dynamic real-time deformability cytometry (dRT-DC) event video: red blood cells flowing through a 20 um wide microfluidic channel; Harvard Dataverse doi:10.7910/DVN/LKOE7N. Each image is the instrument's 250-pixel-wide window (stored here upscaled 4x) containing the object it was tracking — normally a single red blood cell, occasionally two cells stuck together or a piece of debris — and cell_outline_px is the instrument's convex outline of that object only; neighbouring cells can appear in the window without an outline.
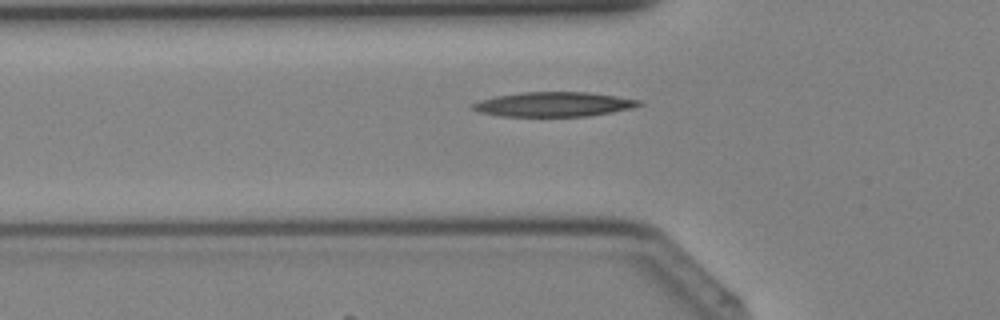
{"species": "Egyptian fruit bat (a non-hibernating species)", "species_latin": "Rousettus aegyptiacus", "temperature_condition": "cold", "stored_images_in_passage": 28, "camera_frame_rate_fps": 3000, "um_per_image_px": 0.085, "animal": {"sex": "female"}, "frame": {"image": 1, "passage_image": 5, "time_ms": 1.333, "image_size_px": [1000, 320], "cell_outline_px": [[644, 104], [632, 108], [612, 112], [588, 116], [500, 116], [480, 112], [472, 108], [472, 104], [480, 100], [496, 96], [520, 92], [588, 92], [644, 100]], "centroid_in_image_um": [47.12, 8.86], "position_along_channel_um": 78.7, "area_um2": 23.87}}
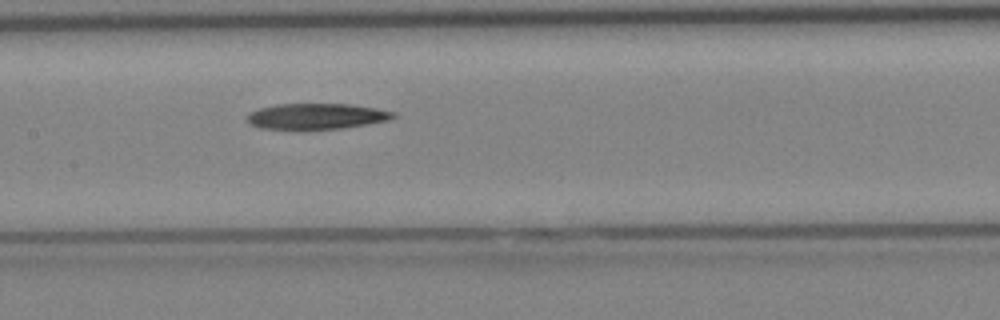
{"frame": {"image": 2, "passage_image": 11, "time_ms": 3.333, "image_size_px": [1000, 320], "cell_outline_px": [[396, 116], [388, 120], [368, 124], [340, 128], [300, 132], [260, 128], [248, 124], [248, 112], [260, 108], [276, 104], [348, 104], [376, 108], [396, 112]], "centroid_in_image_um": [26.83, 9.92], "position_along_channel_um": 180.6, "area_um2": 22.77}}
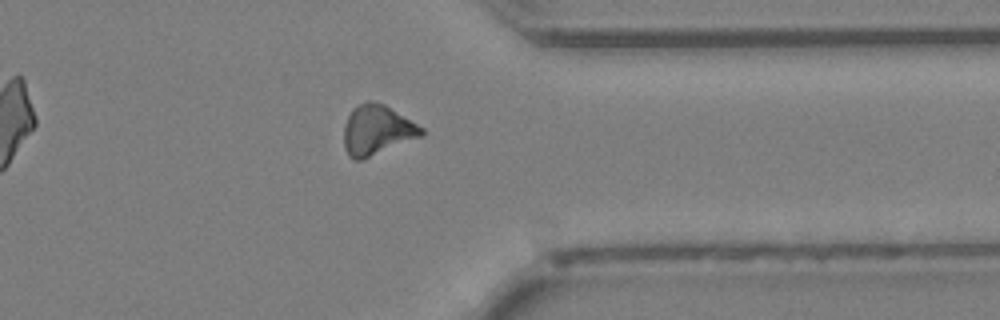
{"frame": {"image": 3, "passage_image": 23, "time_ms": 7.333, "image_size_px": [1000, 320], "cell_outline_px": [[424, 136], [360, 160], [352, 160], [348, 156], [344, 148], [344, 124], [352, 108], [368, 100], [372, 100], [384, 104], [424, 128]], "centroid_in_image_um": [32.03, 11.06], "position_along_channel_um": 379.4, "area_um2": 22.66}}